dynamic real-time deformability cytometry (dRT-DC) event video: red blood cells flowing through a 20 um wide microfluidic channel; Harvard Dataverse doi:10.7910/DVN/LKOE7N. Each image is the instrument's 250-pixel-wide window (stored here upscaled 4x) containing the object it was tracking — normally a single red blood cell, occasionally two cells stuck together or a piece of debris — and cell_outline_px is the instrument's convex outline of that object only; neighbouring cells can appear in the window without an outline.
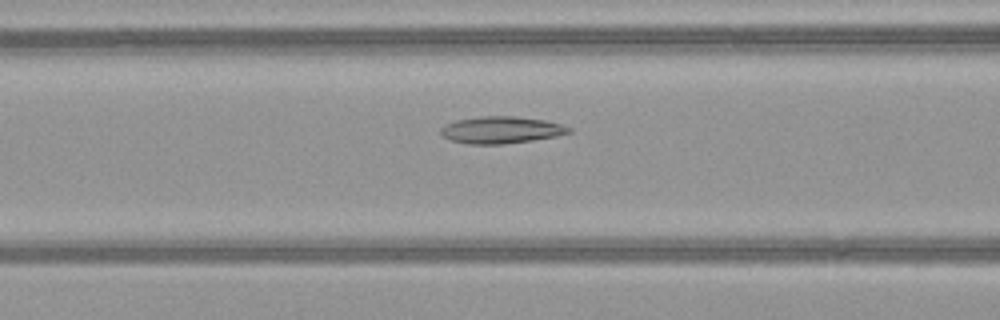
{"species": "common noctule bat (a hibernating species)", "species_latin": "Nyctalus noctula", "temperature_condition": "warm", "stored_images_in_passage": 51, "camera_frame_rate_fps": 3000, "um_per_image_px": 0.085, "animal": {"sex": "female", "body_mass_g": 21.9}, "frame": {"image": 1, "passage_image": 22, "time_ms": 7.0, "image_size_px": [1000, 320], "cell_outline_px": [[572, 132], [556, 136], [532, 140], [504, 144], [468, 144], [448, 140], [440, 132], [440, 128], [444, 124], [456, 120], [480, 116], [512, 116], [544, 120], [560, 124], [572, 128]], "centroid_in_image_um": [42.56, 11.05], "position_along_channel_um": 124.0, "area_um2": 20.17}}
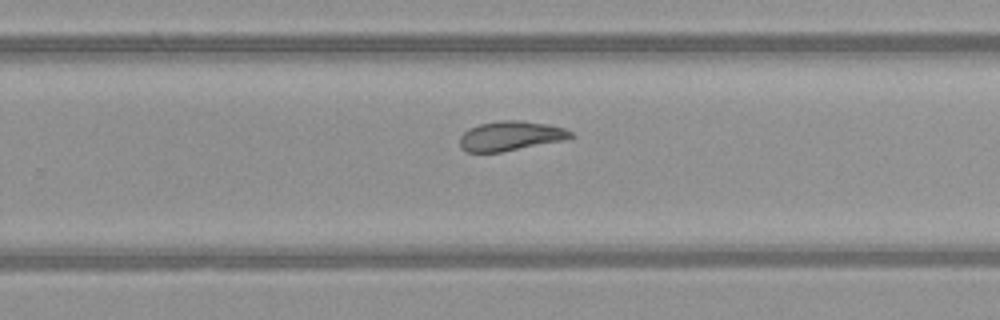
{"frame": {"image": 2, "passage_image": 34, "time_ms": 11.0, "image_size_px": [1000, 320], "cell_outline_px": [[576, 136], [560, 140], [500, 152], [464, 152], [460, 148], [460, 136], [468, 128], [480, 124], [500, 120], [520, 120], [548, 124], [564, 128], [572, 132]], "centroid_in_image_um": [43.35, 11.54], "position_along_channel_um": 286.5, "area_um2": 18.96}}
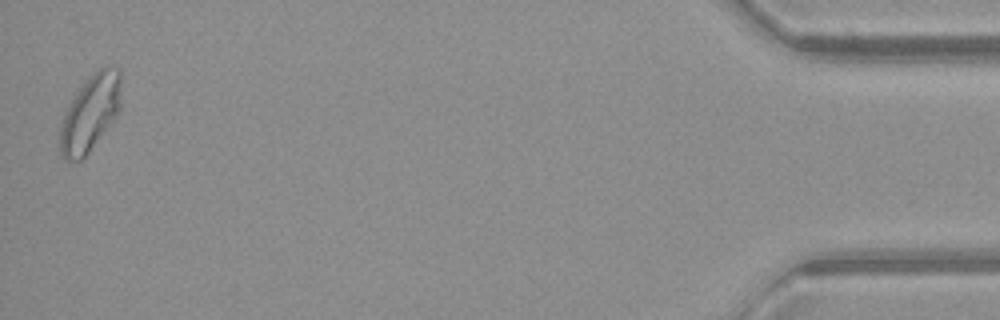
{"frame": {"image": 3, "passage_image": 51, "time_ms": 16.667, "image_size_px": [1000, 320], "cell_outline_px": [[120, 108], [88, 152], [80, 160], [64, 160], [60, 156], [56, 132], [64, 112], [68, 104], [80, 84], [88, 76], [104, 64], [120, 68]], "centroid_in_image_um": [7.58, 9.57], "position_along_channel_um": 427.6, "area_um2": 27.63}, "authors_computed_cell_mechanics": {"area_um2": 22.1374, "velocity_mm_per_s": 4.0632, "shape_relaxation_time_tau1_ms": null, "shape_relaxation_time_tau2_ms": 3.5929, "deformation_change_tau1": null, "deformation_change_tau2": 0.0989}}